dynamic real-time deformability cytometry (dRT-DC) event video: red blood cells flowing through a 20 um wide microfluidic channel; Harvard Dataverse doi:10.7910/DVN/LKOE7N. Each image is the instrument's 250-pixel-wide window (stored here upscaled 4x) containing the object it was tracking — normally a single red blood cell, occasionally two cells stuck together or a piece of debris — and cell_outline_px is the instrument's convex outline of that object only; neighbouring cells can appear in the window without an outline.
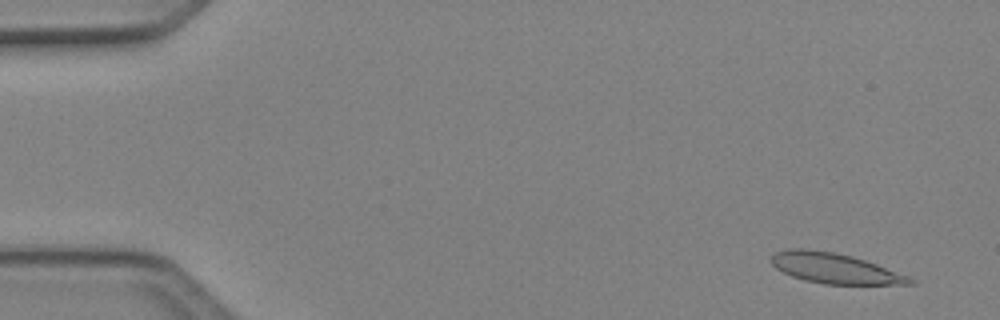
{"species": "Egyptian fruit bat (a non-hibernating species)", "species_latin": "Rousettus aegyptiacus", "temperature_condition": "cold", "stored_images_in_passage": 5, "camera_frame_rate_fps": 3000, "um_per_image_px": 0.085, "animal": {"sex": "female"}, "frame": {"image": 1, "passage_image": 1, "time_ms": 0.0, "image_size_px": [1000, 320], "cell_outline_px": [[916, 284], [824, 284], [804, 280], [792, 276], [776, 268], [768, 260], [776, 252], [788, 248], [808, 248], [836, 252], [852, 256], [876, 264], [908, 276], [916, 280]], "centroid_in_image_um": [70.91, 22.79], "position_along_channel_um": 14.1, "area_um2": 24.51}}
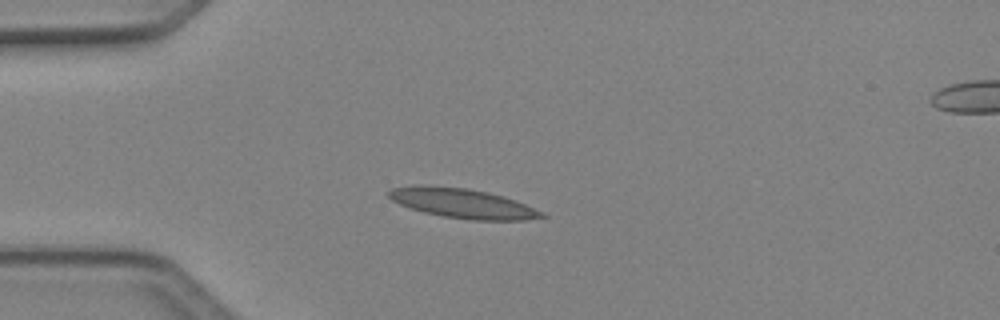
{"frame": {"image": 2, "passage_image": 4, "time_ms": 1.0, "image_size_px": [1000, 320], "cell_outline_px": [[548, 216], [524, 220], [468, 220], [444, 216], [424, 212], [400, 204], [392, 200], [388, 196], [388, 192], [392, 188], [416, 184], [420, 184], [468, 188], [488, 192], [504, 196], [516, 200], [544, 212]], "centroid_in_image_um": [39.33, 17.27], "position_along_channel_um": 45.7, "area_um2": 26.53}}